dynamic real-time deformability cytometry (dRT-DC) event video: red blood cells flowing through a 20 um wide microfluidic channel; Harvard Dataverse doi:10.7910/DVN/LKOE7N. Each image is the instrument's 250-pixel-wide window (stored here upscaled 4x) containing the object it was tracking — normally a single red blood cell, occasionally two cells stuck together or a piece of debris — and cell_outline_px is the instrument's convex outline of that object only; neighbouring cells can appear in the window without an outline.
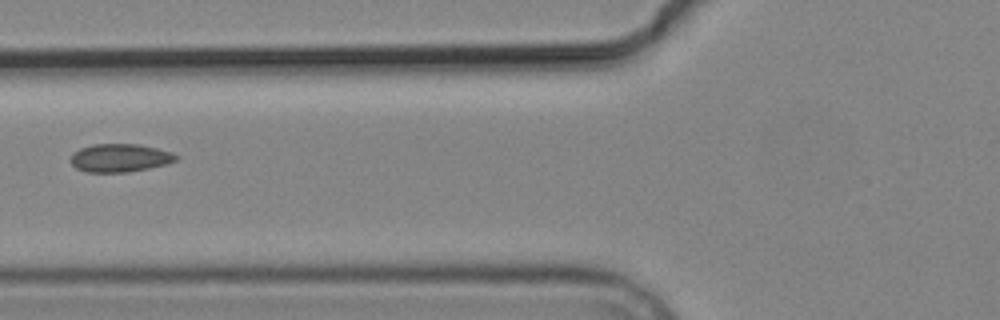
{"species": "common noctule bat (a hibernating species)", "species_latin": "Nyctalus noctula", "temperature_condition": "cold", "stored_images_in_passage": 6, "camera_frame_rate_fps": 3000, "um_per_image_px": 0.085, "animal": {"sex": "male", "body_mass_g": 19.2, "forearm_length_mm": 51.8}, "frame": {"image": 1, "passage_image": 6, "time_ms": 6.667, "image_size_px": [1000, 320], "cell_outline_px": [[180, 156], [176, 160], [164, 164], [148, 168], [128, 172], [88, 172], [76, 168], [68, 160], [72, 152], [80, 148], [92, 144], [140, 144], [172, 152]], "centroid_in_image_um": [10.15, 13.41], "position_along_channel_um": 115.7, "area_um2": 17.4}}